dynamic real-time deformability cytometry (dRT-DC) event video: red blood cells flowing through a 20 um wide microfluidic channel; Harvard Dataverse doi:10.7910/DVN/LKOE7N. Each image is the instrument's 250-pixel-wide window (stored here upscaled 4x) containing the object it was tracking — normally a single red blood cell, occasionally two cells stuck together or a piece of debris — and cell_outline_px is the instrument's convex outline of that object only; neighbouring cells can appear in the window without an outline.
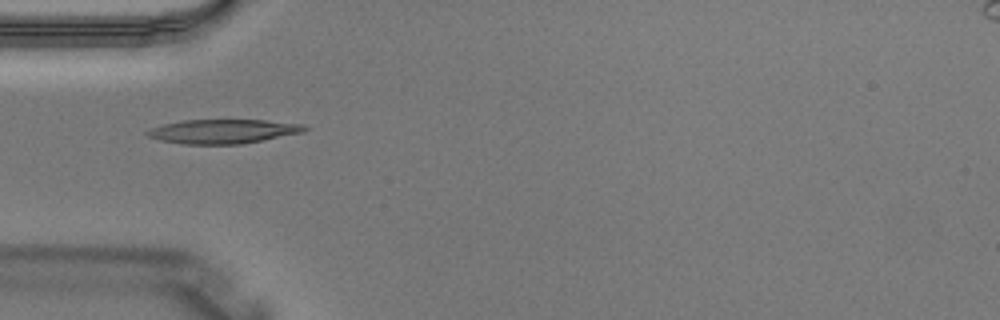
{"species": "Egyptian fruit bat (a non-hibernating species)", "species_latin": "Rousettus aegyptiacus", "temperature_condition": "warm", "stored_images_in_passage": 2, "camera_frame_rate_fps": 3000, "um_per_image_px": 0.085, "animal": {"sex": "male"}, "frame": {"image": 1, "passage_image": 1, "time_ms": 0.0, "image_size_px": [1000, 320], "cell_outline_px": [[308, 128], [304, 132], [264, 140], [240, 144], [180, 144], [160, 140], [148, 136], [144, 132], [152, 128], [164, 124], [184, 120], [264, 120], [304, 124]], "centroid_in_image_um": [18.98, 11.17], "position_along_channel_um": 66.0, "area_um2": 22.14}}